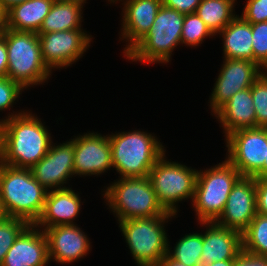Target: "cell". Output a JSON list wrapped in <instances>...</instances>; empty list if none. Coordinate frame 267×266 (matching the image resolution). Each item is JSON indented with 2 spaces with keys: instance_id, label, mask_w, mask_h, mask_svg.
<instances>
[{
  "instance_id": "cell-1",
  "label": "cell",
  "mask_w": 267,
  "mask_h": 266,
  "mask_svg": "<svg viewBox=\"0 0 267 266\" xmlns=\"http://www.w3.org/2000/svg\"><path fill=\"white\" fill-rule=\"evenodd\" d=\"M20 111L0 119V162L31 169L47 154L53 140L40 118L28 110Z\"/></svg>"
},
{
  "instance_id": "cell-2",
  "label": "cell",
  "mask_w": 267,
  "mask_h": 266,
  "mask_svg": "<svg viewBox=\"0 0 267 266\" xmlns=\"http://www.w3.org/2000/svg\"><path fill=\"white\" fill-rule=\"evenodd\" d=\"M47 192L33 177L31 169L0 162V200L8 217L35 224L43 212Z\"/></svg>"
},
{
  "instance_id": "cell-3",
  "label": "cell",
  "mask_w": 267,
  "mask_h": 266,
  "mask_svg": "<svg viewBox=\"0 0 267 266\" xmlns=\"http://www.w3.org/2000/svg\"><path fill=\"white\" fill-rule=\"evenodd\" d=\"M112 151V166L125 177H148L155 163L166 152L157 136L133 130L108 134Z\"/></svg>"
},
{
  "instance_id": "cell-4",
  "label": "cell",
  "mask_w": 267,
  "mask_h": 266,
  "mask_svg": "<svg viewBox=\"0 0 267 266\" xmlns=\"http://www.w3.org/2000/svg\"><path fill=\"white\" fill-rule=\"evenodd\" d=\"M103 194L106 205L117 221L164 216L149 177H125L114 180Z\"/></svg>"
},
{
  "instance_id": "cell-5",
  "label": "cell",
  "mask_w": 267,
  "mask_h": 266,
  "mask_svg": "<svg viewBox=\"0 0 267 266\" xmlns=\"http://www.w3.org/2000/svg\"><path fill=\"white\" fill-rule=\"evenodd\" d=\"M2 35L8 52L6 76L25 90L48 82L52 72L42 59L38 34L7 28Z\"/></svg>"
},
{
  "instance_id": "cell-6",
  "label": "cell",
  "mask_w": 267,
  "mask_h": 266,
  "mask_svg": "<svg viewBox=\"0 0 267 266\" xmlns=\"http://www.w3.org/2000/svg\"><path fill=\"white\" fill-rule=\"evenodd\" d=\"M185 14L162 4L149 32L125 55L132 62L169 63L172 52L181 44Z\"/></svg>"
},
{
  "instance_id": "cell-7",
  "label": "cell",
  "mask_w": 267,
  "mask_h": 266,
  "mask_svg": "<svg viewBox=\"0 0 267 266\" xmlns=\"http://www.w3.org/2000/svg\"><path fill=\"white\" fill-rule=\"evenodd\" d=\"M173 217L164 216L134 218L118 221L124 240L138 266H156L167 254L169 239L165 224Z\"/></svg>"
},
{
  "instance_id": "cell-8",
  "label": "cell",
  "mask_w": 267,
  "mask_h": 266,
  "mask_svg": "<svg viewBox=\"0 0 267 266\" xmlns=\"http://www.w3.org/2000/svg\"><path fill=\"white\" fill-rule=\"evenodd\" d=\"M240 177L241 174L227 159L198 171L191 204L199 222H215L219 218L232 187Z\"/></svg>"
},
{
  "instance_id": "cell-9",
  "label": "cell",
  "mask_w": 267,
  "mask_h": 266,
  "mask_svg": "<svg viewBox=\"0 0 267 266\" xmlns=\"http://www.w3.org/2000/svg\"><path fill=\"white\" fill-rule=\"evenodd\" d=\"M166 158L164 153L148 177L159 204L166 212L177 216L178 203L189 198L193 202L198 170Z\"/></svg>"
},
{
  "instance_id": "cell-10",
  "label": "cell",
  "mask_w": 267,
  "mask_h": 266,
  "mask_svg": "<svg viewBox=\"0 0 267 266\" xmlns=\"http://www.w3.org/2000/svg\"><path fill=\"white\" fill-rule=\"evenodd\" d=\"M227 159L241 174L254 177L263 167L267 152V127L241 129L225 137Z\"/></svg>"
},
{
  "instance_id": "cell-11",
  "label": "cell",
  "mask_w": 267,
  "mask_h": 266,
  "mask_svg": "<svg viewBox=\"0 0 267 266\" xmlns=\"http://www.w3.org/2000/svg\"><path fill=\"white\" fill-rule=\"evenodd\" d=\"M41 55L45 65L53 69H63L77 62L89 48L92 35L85 29L37 33Z\"/></svg>"
},
{
  "instance_id": "cell-12",
  "label": "cell",
  "mask_w": 267,
  "mask_h": 266,
  "mask_svg": "<svg viewBox=\"0 0 267 266\" xmlns=\"http://www.w3.org/2000/svg\"><path fill=\"white\" fill-rule=\"evenodd\" d=\"M264 70L255 62L244 59H223V64L209 97L214 115L233 95L251 88Z\"/></svg>"
},
{
  "instance_id": "cell-13",
  "label": "cell",
  "mask_w": 267,
  "mask_h": 266,
  "mask_svg": "<svg viewBox=\"0 0 267 266\" xmlns=\"http://www.w3.org/2000/svg\"><path fill=\"white\" fill-rule=\"evenodd\" d=\"M74 175L100 176L113 169L108 135L88 132L74 136Z\"/></svg>"
},
{
  "instance_id": "cell-14",
  "label": "cell",
  "mask_w": 267,
  "mask_h": 266,
  "mask_svg": "<svg viewBox=\"0 0 267 266\" xmlns=\"http://www.w3.org/2000/svg\"><path fill=\"white\" fill-rule=\"evenodd\" d=\"M31 172L47 191L68 188L64 184L75 176L73 139L62 144L52 142L47 154L31 168Z\"/></svg>"
},
{
  "instance_id": "cell-15",
  "label": "cell",
  "mask_w": 267,
  "mask_h": 266,
  "mask_svg": "<svg viewBox=\"0 0 267 266\" xmlns=\"http://www.w3.org/2000/svg\"><path fill=\"white\" fill-rule=\"evenodd\" d=\"M256 214L255 177L241 176L232 187L224 210L215 223L242 234Z\"/></svg>"
},
{
  "instance_id": "cell-16",
  "label": "cell",
  "mask_w": 267,
  "mask_h": 266,
  "mask_svg": "<svg viewBox=\"0 0 267 266\" xmlns=\"http://www.w3.org/2000/svg\"><path fill=\"white\" fill-rule=\"evenodd\" d=\"M122 3L120 39L128 42L123 50L125 55L149 32L161 8L162 0H116Z\"/></svg>"
},
{
  "instance_id": "cell-17",
  "label": "cell",
  "mask_w": 267,
  "mask_h": 266,
  "mask_svg": "<svg viewBox=\"0 0 267 266\" xmlns=\"http://www.w3.org/2000/svg\"><path fill=\"white\" fill-rule=\"evenodd\" d=\"M48 243L49 261L70 264L79 261L92 249L90 238L75 225H59L43 229Z\"/></svg>"
},
{
  "instance_id": "cell-18",
  "label": "cell",
  "mask_w": 267,
  "mask_h": 266,
  "mask_svg": "<svg viewBox=\"0 0 267 266\" xmlns=\"http://www.w3.org/2000/svg\"><path fill=\"white\" fill-rule=\"evenodd\" d=\"M49 262L44 231L29 224L16 238L1 266H47Z\"/></svg>"
},
{
  "instance_id": "cell-19",
  "label": "cell",
  "mask_w": 267,
  "mask_h": 266,
  "mask_svg": "<svg viewBox=\"0 0 267 266\" xmlns=\"http://www.w3.org/2000/svg\"><path fill=\"white\" fill-rule=\"evenodd\" d=\"M199 224L206 227V231L203 233L200 266L237 258L242 251V234L240 232L219 226L215 222H199Z\"/></svg>"
},
{
  "instance_id": "cell-20",
  "label": "cell",
  "mask_w": 267,
  "mask_h": 266,
  "mask_svg": "<svg viewBox=\"0 0 267 266\" xmlns=\"http://www.w3.org/2000/svg\"><path fill=\"white\" fill-rule=\"evenodd\" d=\"M81 206L79 193L71 187L48 191L43 212L35 225L41 230L59 225H75Z\"/></svg>"
},
{
  "instance_id": "cell-21",
  "label": "cell",
  "mask_w": 267,
  "mask_h": 266,
  "mask_svg": "<svg viewBox=\"0 0 267 266\" xmlns=\"http://www.w3.org/2000/svg\"><path fill=\"white\" fill-rule=\"evenodd\" d=\"M224 136L241 129L256 128L251 88L237 92L215 114Z\"/></svg>"
},
{
  "instance_id": "cell-22",
  "label": "cell",
  "mask_w": 267,
  "mask_h": 266,
  "mask_svg": "<svg viewBox=\"0 0 267 266\" xmlns=\"http://www.w3.org/2000/svg\"><path fill=\"white\" fill-rule=\"evenodd\" d=\"M218 34L223 41L224 59H244L254 62L251 23L237 15Z\"/></svg>"
},
{
  "instance_id": "cell-23",
  "label": "cell",
  "mask_w": 267,
  "mask_h": 266,
  "mask_svg": "<svg viewBox=\"0 0 267 266\" xmlns=\"http://www.w3.org/2000/svg\"><path fill=\"white\" fill-rule=\"evenodd\" d=\"M55 0H28L7 11V28L38 33Z\"/></svg>"
},
{
  "instance_id": "cell-24",
  "label": "cell",
  "mask_w": 267,
  "mask_h": 266,
  "mask_svg": "<svg viewBox=\"0 0 267 266\" xmlns=\"http://www.w3.org/2000/svg\"><path fill=\"white\" fill-rule=\"evenodd\" d=\"M84 3L55 0L38 33L82 29Z\"/></svg>"
},
{
  "instance_id": "cell-25",
  "label": "cell",
  "mask_w": 267,
  "mask_h": 266,
  "mask_svg": "<svg viewBox=\"0 0 267 266\" xmlns=\"http://www.w3.org/2000/svg\"><path fill=\"white\" fill-rule=\"evenodd\" d=\"M237 0H202L195 13L216 36L236 16ZM235 12V13H234Z\"/></svg>"
},
{
  "instance_id": "cell-26",
  "label": "cell",
  "mask_w": 267,
  "mask_h": 266,
  "mask_svg": "<svg viewBox=\"0 0 267 266\" xmlns=\"http://www.w3.org/2000/svg\"><path fill=\"white\" fill-rule=\"evenodd\" d=\"M203 249V234L189 233L179 239L174 249L168 245L167 254L177 262L186 266H200V258Z\"/></svg>"
},
{
  "instance_id": "cell-27",
  "label": "cell",
  "mask_w": 267,
  "mask_h": 266,
  "mask_svg": "<svg viewBox=\"0 0 267 266\" xmlns=\"http://www.w3.org/2000/svg\"><path fill=\"white\" fill-rule=\"evenodd\" d=\"M242 250L255 256L267 257V216L256 214L242 233Z\"/></svg>"
},
{
  "instance_id": "cell-28",
  "label": "cell",
  "mask_w": 267,
  "mask_h": 266,
  "mask_svg": "<svg viewBox=\"0 0 267 266\" xmlns=\"http://www.w3.org/2000/svg\"><path fill=\"white\" fill-rule=\"evenodd\" d=\"M212 36L215 35L196 13L185 14L181 34L182 45L193 48L201 45L207 37Z\"/></svg>"
},
{
  "instance_id": "cell-29",
  "label": "cell",
  "mask_w": 267,
  "mask_h": 266,
  "mask_svg": "<svg viewBox=\"0 0 267 266\" xmlns=\"http://www.w3.org/2000/svg\"><path fill=\"white\" fill-rule=\"evenodd\" d=\"M29 225L22 218L6 217L0 222V266L19 234Z\"/></svg>"
},
{
  "instance_id": "cell-30",
  "label": "cell",
  "mask_w": 267,
  "mask_h": 266,
  "mask_svg": "<svg viewBox=\"0 0 267 266\" xmlns=\"http://www.w3.org/2000/svg\"><path fill=\"white\" fill-rule=\"evenodd\" d=\"M257 127H267V70L251 86Z\"/></svg>"
},
{
  "instance_id": "cell-31",
  "label": "cell",
  "mask_w": 267,
  "mask_h": 266,
  "mask_svg": "<svg viewBox=\"0 0 267 266\" xmlns=\"http://www.w3.org/2000/svg\"><path fill=\"white\" fill-rule=\"evenodd\" d=\"M254 62L267 70V21L251 23Z\"/></svg>"
},
{
  "instance_id": "cell-32",
  "label": "cell",
  "mask_w": 267,
  "mask_h": 266,
  "mask_svg": "<svg viewBox=\"0 0 267 266\" xmlns=\"http://www.w3.org/2000/svg\"><path fill=\"white\" fill-rule=\"evenodd\" d=\"M24 88L9 77H0V111L12 109L16 99L20 98Z\"/></svg>"
},
{
  "instance_id": "cell-33",
  "label": "cell",
  "mask_w": 267,
  "mask_h": 266,
  "mask_svg": "<svg viewBox=\"0 0 267 266\" xmlns=\"http://www.w3.org/2000/svg\"><path fill=\"white\" fill-rule=\"evenodd\" d=\"M241 17L249 23L267 21V0H247Z\"/></svg>"
},
{
  "instance_id": "cell-34",
  "label": "cell",
  "mask_w": 267,
  "mask_h": 266,
  "mask_svg": "<svg viewBox=\"0 0 267 266\" xmlns=\"http://www.w3.org/2000/svg\"><path fill=\"white\" fill-rule=\"evenodd\" d=\"M257 213L267 216V178H255Z\"/></svg>"
},
{
  "instance_id": "cell-35",
  "label": "cell",
  "mask_w": 267,
  "mask_h": 266,
  "mask_svg": "<svg viewBox=\"0 0 267 266\" xmlns=\"http://www.w3.org/2000/svg\"><path fill=\"white\" fill-rule=\"evenodd\" d=\"M166 7L183 14L195 13L202 0H162Z\"/></svg>"
},
{
  "instance_id": "cell-36",
  "label": "cell",
  "mask_w": 267,
  "mask_h": 266,
  "mask_svg": "<svg viewBox=\"0 0 267 266\" xmlns=\"http://www.w3.org/2000/svg\"><path fill=\"white\" fill-rule=\"evenodd\" d=\"M233 266H267V257L251 255L242 250Z\"/></svg>"
},
{
  "instance_id": "cell-37",
  "label": "cell",
  "mask_w": 267,
  "mask_h": 266,
  "mask_svg": "<svg viewBox=\"0 0 267 266\" xmlns=\"http://www.w3.org/2000/svg\"><path fill=\"white\" fill-rule=\"evenodd\" d=\"M8 52L3 35L0 36V77L7 74Z\"/></svg>"
},
{
  "instance_id": "cell-38",
  "label": "cell",
  "mask_w": 267,
  "mask_h": 266,
  "mask_svg": "<svg viewBox=\"0 0 267 266\" xmlns=\"http://www.w3.org/2000/svg\"><path fill=\"white\" fill-rule=\"evenodd\" d=\"M156 266H186L181 262H177L166 254Z\"/></svg>"
},
{
  "instance_id": "cell-39",
  "label": "cell",
  "mask_w": 267,
  "mask_h": 266,
  "mask_svg": "<svg viewBox=\"0 0 267 266\" xmlns=\"http://www.w3.org/2000/svg\"><path fill=\"white\" fill-rule=\"evenodd\" d=\"M7 29V11L0 5V36Z\"/></svg>"
},
{
  "instance_id": "cell-40",
  "label": "cell",
  "mask_w": 267,
  "mask_h": 266,
  "mask_svg": "<svg viewBox=\"0 0 267 266\" xmlns=\"http://www.w3.org/2000/svg\"><path fill=\"white\" fill-rule=\"evenodd\" d=\"M28 0H0V5L6 10H10L13 6L21 4Z\"/></svg>"
},
{
  "instance_id": "cell-41",
  "label": "cell",
  "mask_w": 267,
  "mask_h": 266,
  "mask_svg": "<svg viewBox=\"0 0 267 266\" xmlns=\"http://www.w3.org/2000/svg\"><path fill=\"white\" fill-rule=\"evenodd\" d=\"M255 178H267V152L262 169L254 176Z\"/></svg>"
},
{
  "instance_id": "cell-42",
  "label": "cell",
  "mask_w": 267,
  "mask_h": 266,
  "mask_svg": "<svg viewBox=\"0 0 267 266\" xmlns=\"http://www.w3.org/2000/svg\"><path fill=\"white\" fill-rule=\"evenodd\" d=\"M235 260L215 261L205 266H233Z\"/></svg>"
},
{
  "instance_id": "cell-43",
  "label": "cell",
  "mask_w": 267,
  "mask_h": 266,
  "mask_svg": "<svg viewBox=\"0 0 267 266\" xmlns=\"http://www.w3.org/2000/svg\"><path fill=\"white\" fill-rule=\"evenodd\" d=\"M6 217L8 216L6 215L3 204L0 200V222L3 221Z\"/></svg>"
},
{
  "instance_id": "cell-44",
  "label": "cell",
  "mask_w": 267,
  "mask_h": 266,
  "mask_svg": "<svg viewBox=\"0 0 267 266\" xmlns=\"http://www.w3.org/2000/svg\"><path fill=\"white\" fill-rule=\"evenodd\" d=\"M68 1H77V2H80V3H86L87 0H68Z\"/></svg>"
},
{
  "instance_id": "cell-45",
  "label": "cell",
  "mask_w": 267,
  "mask_h": 266,
  "mask_svg": "<svg viewBox=\"0 0 267 266\" xmlns=\"http://www.w3.org/2000/svg\"><path fill=\"white\" fill-rule=\"evenodd\" d=\"M116 0H108L111 4L114 3Z\"/></svg>"
}]
</instances>
